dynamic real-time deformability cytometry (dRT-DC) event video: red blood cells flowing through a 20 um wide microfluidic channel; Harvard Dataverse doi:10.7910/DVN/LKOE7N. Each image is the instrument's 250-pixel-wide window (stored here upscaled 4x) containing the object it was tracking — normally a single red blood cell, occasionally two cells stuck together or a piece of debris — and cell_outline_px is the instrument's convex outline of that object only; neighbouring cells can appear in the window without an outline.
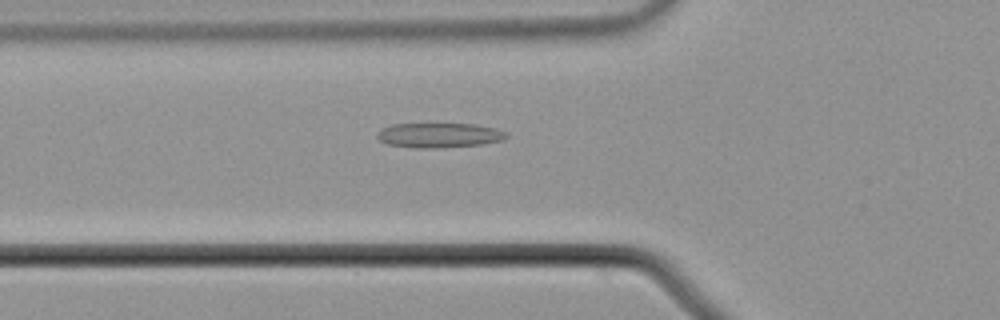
{"species": "common noctule bat (a hibernating species)", "species_latin": "Nyctalus noctula", "temperature_condition": "cold", "stored_images_in_passage": 28, "camera_frame_rate_fps": 3000, "um_per_image_px": 0.085, "animal": {"sex": "male", "body_mass_g": 21.5, "forearm_length_mm": 52.0}, "frame": {"image": 1, "passage_image": 4, "time_ms": 1.0, "image_size_px": [1000, 320], "cell_outline_px": [[508, 136], [500, 140], [484, 144], [436, 148], [412, 148], [388, 144], [380, 140], [376, 136], [380, 128], [392, 124], [476, 124], [496, 128], [508, 132]], "centroid_in_image_um": [37.32, 11.49], "position_along_channel_um": 88.5, "area_um2": 18.73}}
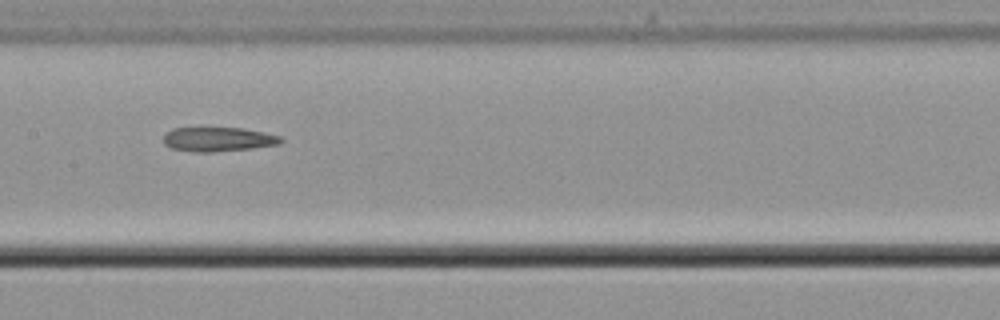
{"frame": {"image": 2, "passage_image": 12, "time_ms": 3.667, "image_size_px": [1000, 320], "cell_outline_px": [[284, 140], [280, 144], [252, 148], [212, 152], [196, 152], [172, 148], [164, 144], [164, 136], [172, 128], [244, 128], [264, 132], [280, 136]], "centroid_in_image_um": [18.58, 11.84], "position_along_channel_um": 188.8, "area_um2": 16.53}}
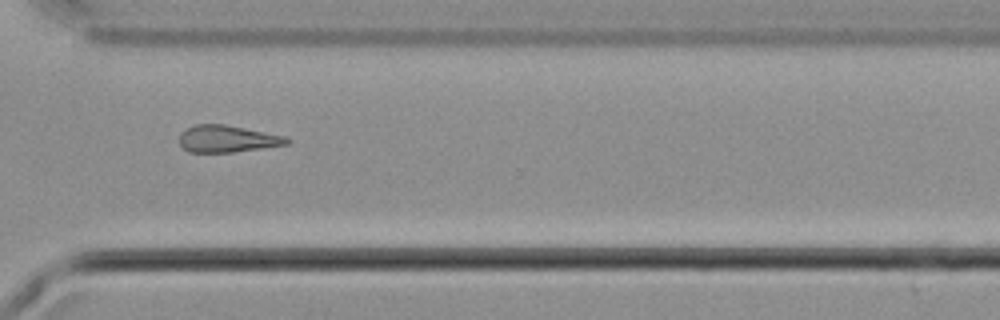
{"frame": {"image": 3, "passage_image": 25, "time_ms": 8.0, "image_size_px": [1000, 320], "cell_outline_px": [[292, 140], [288, 144], [264, 148], [232, 152], [188, 152], [180, 144], [180, 132], [196, 124], [224, 124], [284, 136]], "centroid_in_image_um": [19.32, 11.8], "position_along_channel_um": 351.3, "area_um2": 16.76}}